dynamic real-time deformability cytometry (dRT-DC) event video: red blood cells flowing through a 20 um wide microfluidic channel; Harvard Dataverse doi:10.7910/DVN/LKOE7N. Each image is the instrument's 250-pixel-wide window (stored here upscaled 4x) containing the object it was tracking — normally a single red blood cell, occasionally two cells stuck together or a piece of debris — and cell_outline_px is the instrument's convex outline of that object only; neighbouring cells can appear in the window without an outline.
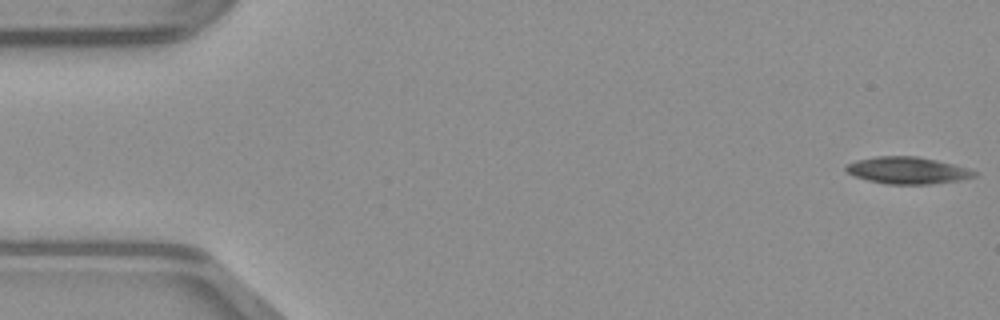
{"species": "common noctule bat (a hibernating species)", "species_latin": "Nyctalus noctula", "temperature_condition": "warm", "stored_images_in_passage": 49, "camera_frame_rate_fps": 3000, "um_per_image_px": 0.085, "animal": {"sex": "male", "body_mass_g": 23.1, "forearm_length_mm": 52.7}, "frame": {"image": 1, "passage_image": 1, "time_ms": 0.0, "image_size_px": [1000, 320], "cell_outline_px": [[976, 176], [960, 180], [932, 184], [888, 184], [868, 180], [856, 176], [848, 172], [844, 168], [844, 164], [856, 160], [876, 156], [916, 156], [936, 160], [952, 164], [976, 172]], "centroid_in_image_um": [77.09, 14.48], "position_along_channel_um": 7.9, "area_um2": 19.94}}
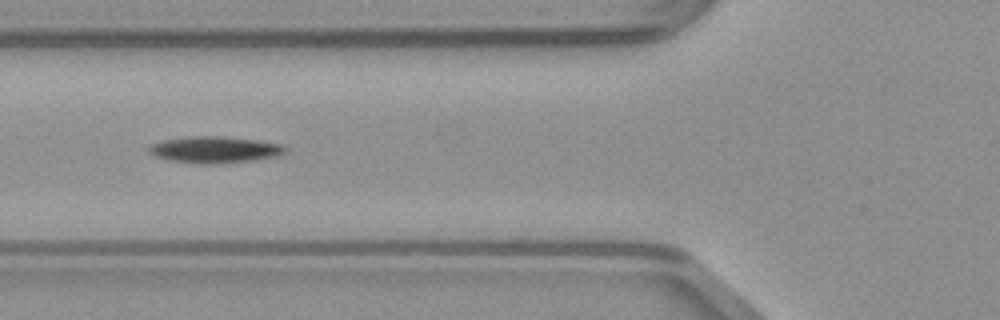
{"frame": {"image": 2, "passage_image": 18, "time_ms": 5.667, "image_size_px": [1000, 320], "cell_outline_px": [[288, 148], [284, 152], [276, 156], [228, 164], [196, 164], [172, 160], [156, 156], [148, 152], [148, 148], [152, 144], [164, 140], [192, 136], [216, 136], [256, 140], [280, 144]], "centroid_in_image_um": [18.25, 12.74], "position_along_channel_um": 107.5, "area_um2": 20.92}}
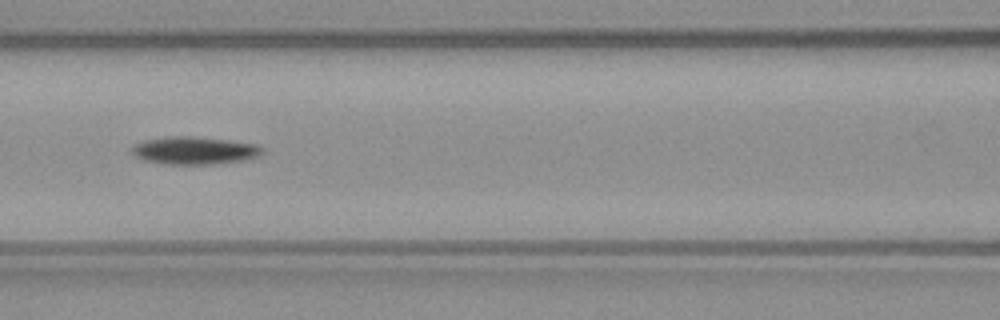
{"frame": {"image": 3, "passage_image": 21, "time_ms": 6.667, "image_size_px": [1000, 320], "cell_outline_px": [[264, 152], [260, 156], [252, 160], [216, 164], [168, 164], [144, 160], [136, 156], [132, 152], [132, 148], [136, 144], [144, 140], [172, 136], [188, 136], [228, 140], [256, 144], [264, 148]], "centroid_in_image_um": [16.63, 12.8], "position_along_channel_um": 150.0, "area_um2": 21.15}}